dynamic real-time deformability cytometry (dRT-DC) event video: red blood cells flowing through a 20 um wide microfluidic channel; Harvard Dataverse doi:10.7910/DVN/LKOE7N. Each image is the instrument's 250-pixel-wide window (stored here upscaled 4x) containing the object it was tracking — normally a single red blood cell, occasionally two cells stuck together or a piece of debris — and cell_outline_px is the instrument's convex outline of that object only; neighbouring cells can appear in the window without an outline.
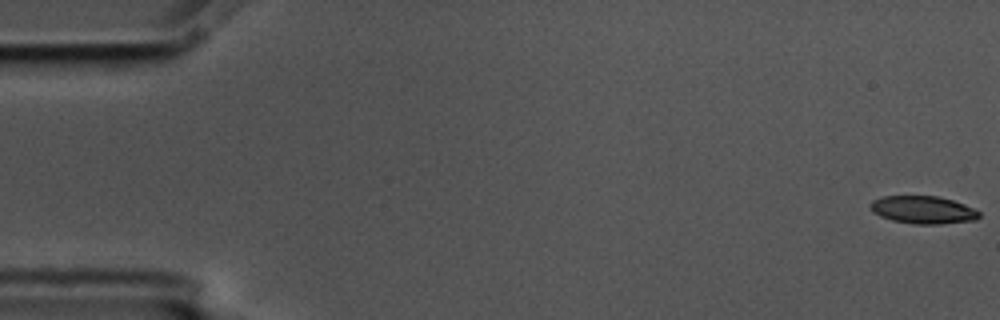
{"species": "common noctule bat (a hibernating species)", "species_latin": "Nyctalus noctula", "temperature_condition": "cold", "stored_images_in_passage": 57, "camera_frame_rate_fps": 3000, "um_per_image_px": 0.085, "animal": {"sex": "male", "body_mass_g": 17.5, "forearm_length_mm": 52.3}, "frame": {"image": 1, "passage_image": 1, "time_ms": 0.0, "image_size_px": [1000, 320], "cell_outline_px": [[980, 216], [976, 220], [940, 224], [912, 224], [892, 220], [880, 216], [872, 212], [868, 204], [872, 200], [880, 196], [936, 196], [952, 200], [964, 204], [980, 212]], "centroid_in_image_um": [78.42, 17.84], "position_along_channel_um": 6.6, "area_um2": 17.69}}
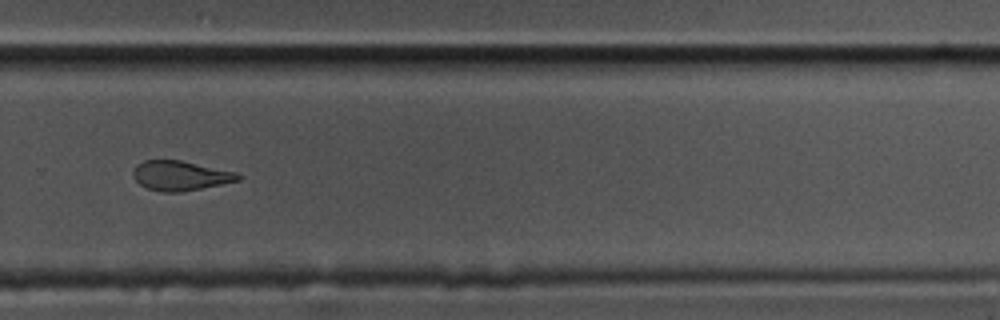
{"frame": {"image": 2, "passage_image": 39, "time_ms": 12.667, "image_size_px": [1000, 320], "cell_outline_px": [[240, 180], [180, 192], [164, 192], [148, 188], [140, 184], [132, 176], [132, 172], [136, 164], [144, 160], [180, 160], [240, 172]], "centroid_in_image_um": [15.33, 14.91], "position_along_channel_um": 314.5, "area_um2": 18.15}}
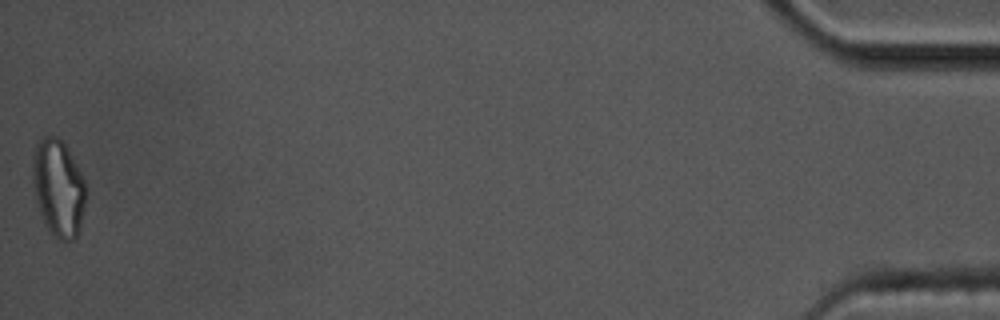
{"frame": {"image": 3, "passage_image": 57, "time_ms": 18.667, "image_size_px": [1000, 320], "cell_outline_px": [[88, 192], [80, 228], [76, 236], [72, 240], [60, 240], [48, 232], [40, 212], [36, 200], [32, 180], [32, 156], [36, 140], [44, 136], [56, 136], [68, 148], [88, 188]], "centroid_in_image_um": [4.96, 15.97], "position_along_channel_um": 430.2, "area_um2": 30.63}, "authors_computed_cell_mechanics": {"area_um2": 19.4786, "velocity_mm_per_s": 3.5584, "shape_relaxation_time_tau1_ms": null, "shape_relaxation_time_tau2_ms": 6.0124, "deformation_change_tau1": null, "deformation_change_tau2": 0.1441}}